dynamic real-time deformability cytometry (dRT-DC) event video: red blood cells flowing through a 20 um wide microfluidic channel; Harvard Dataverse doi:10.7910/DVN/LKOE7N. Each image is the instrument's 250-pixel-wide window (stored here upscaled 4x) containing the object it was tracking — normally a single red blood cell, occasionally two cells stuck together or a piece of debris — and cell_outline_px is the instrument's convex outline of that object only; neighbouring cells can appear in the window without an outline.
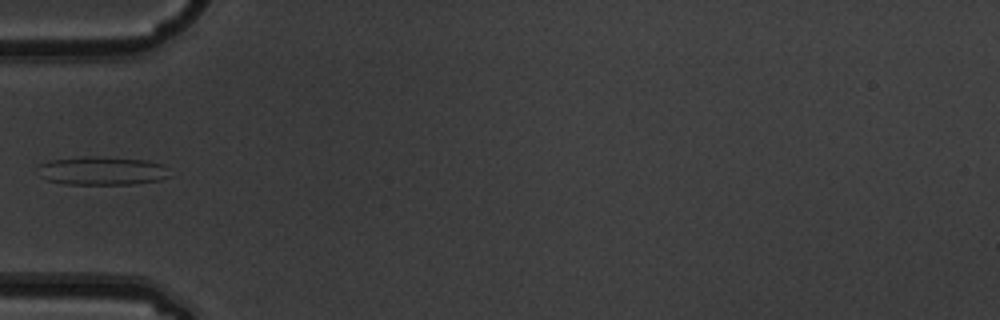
{"species": "common noctule bat (a hibernating species)", "species_latin": "Nyctalus noctula", "temperature_condition": "warm", "stored_images_in_passage": 7, "camera_frame_rate_fps": 3000, "um_per_image_px": 0.085, "animal": {"sex": "male", "body_mass_g": 19.5, "forearm_length_mm": 54.6}, "frame": {"image": 1, "passage_image": 5, "time_ms": 1.333, "image_size_px": [1000, 320], "cell_outline_px": [[172, 176], [160, 180], [136, 184], [64, 184], [48, 180], [40, 176], [40, 164], [52, 160], [84, 156], [100, 156], [148, 160], [164, 164], [168, 168]], "centroid_in_image_um": [8.77, 14.51], "position_along_channel_um": 76.2, "area_um2": 22.14}}
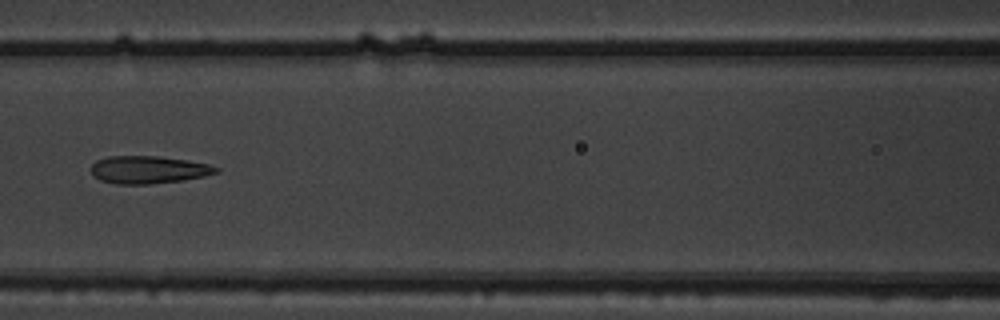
{"frame": {"image": 2, "passage_image": 7, "time_ms": 2.0, "image_size_px": [1000, 320], "cell_outline_px": [[220, 172], [204, 176], [184, 180], [148, 184], [116, 184], [100, 180], [92, 176], [92, 164], [96, 160], [108, 156], [160, 156], [188, 160], [208, 164], [220, 168]], "centroid_in_image_um": [12.62, 14.42], "position_along_channel_um": 154.0, "area_um2": 20.29}}